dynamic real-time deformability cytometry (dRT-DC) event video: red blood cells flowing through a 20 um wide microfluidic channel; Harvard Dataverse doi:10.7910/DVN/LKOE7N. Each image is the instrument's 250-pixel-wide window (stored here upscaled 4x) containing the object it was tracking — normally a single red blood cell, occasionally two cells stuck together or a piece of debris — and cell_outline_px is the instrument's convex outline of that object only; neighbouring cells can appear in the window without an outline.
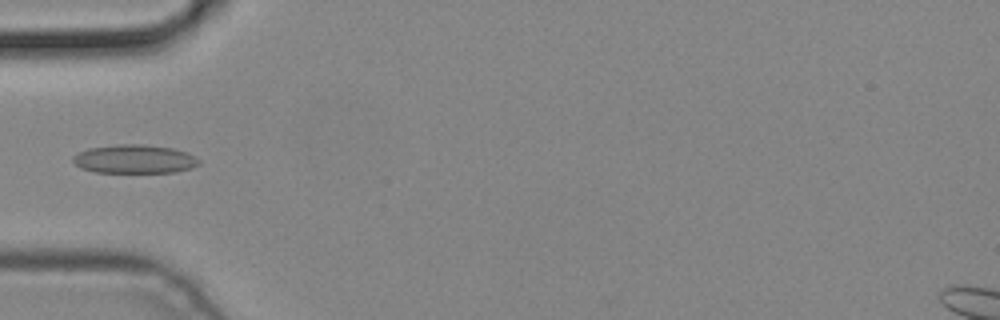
{"species": "common noctule bat (a hibernating species)", "species_latin": "Nyctalus noctula", "temperature_condition": "cold", "stored_images_in_passage": 4, "camera_frame_rate_fps": 3000, "um_per_image_px": 0.085, "animal": {"sex": "male", "body_mass_g": 19.2, "forearm_length_mm": 51.8}, "frame": {"image": 1, "passage_image": 3, "time_ms": 0.667, "image_size_px": [1000, 320], "cell_outline_px": [[200, 164], [192, 168], [176, 172], [96, 172], [80, 168], [72, 160], [72, 156], [88, 148], [120, 144], [144, 144], [172, 148], [196, 156], [200, 160]], "centroid_in_image_um": [11.45, 13.52], "position_along_channel_um": 73.6, "area_um2": 21.04}}
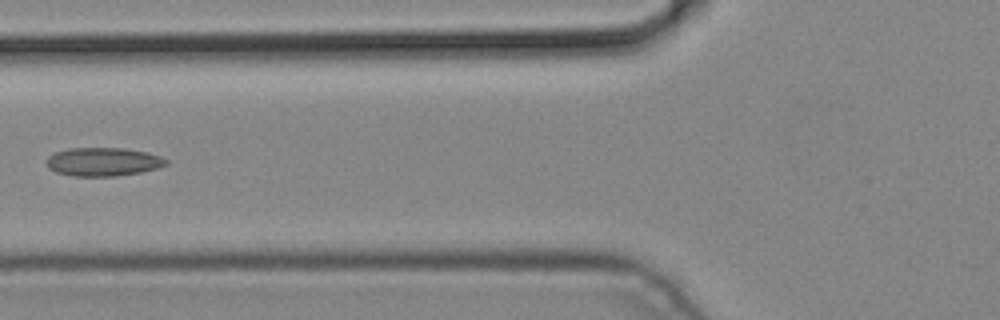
{"frame": {"image": 2, "passage_image": 4, "time_ms": 1.0, "image_size_px": [1000, 320], "cell_outline_px": [[168, 164], [160, 168], [140, 172], [116, 176], [72, 176], [56, 172], [48, 168], [48, 156], [56, 152], [68, 148], [124, 148], [148, 152], [160, 156], [168, 160]], "centroid_in_image_um": [8.81, 13.75], "position_along_channel_um": 117.0, "area_um2": 19.94}}